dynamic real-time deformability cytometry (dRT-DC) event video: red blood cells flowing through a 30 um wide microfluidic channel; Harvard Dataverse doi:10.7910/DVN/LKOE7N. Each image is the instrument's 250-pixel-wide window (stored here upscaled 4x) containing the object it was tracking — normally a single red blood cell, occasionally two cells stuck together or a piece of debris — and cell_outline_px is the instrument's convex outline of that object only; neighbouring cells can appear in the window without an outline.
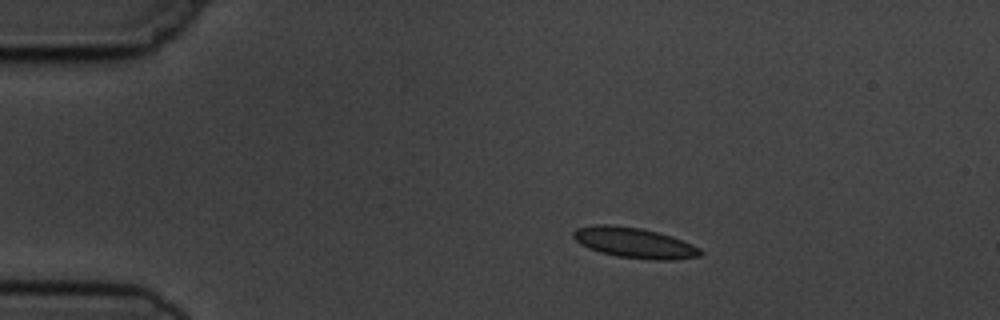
{"species": "common noctule bat (a hibernating species)", "species_latin": "Nyctalus noctula", "temperature_condition": "cold", "stored_images_in_passage": 3, "camera_frame_rate_fps": 3000, "um_per_image_px": 0.085, "animal": {"sex": "male", "body_mass_g": 19.5, "forearm_length_mm": 54.6}, "frame": {"image": 1, "passage_image": 1, "time_ms": 0.0, "image_size_px": [1000, 320], "cell_outline_px": [[704, 252], [700, 256], [676, 260], [652, 260], [616, 256], [600, 252], [588, 248], [580, 244], [572, 236], [572, 232], [576, 228], [592, 224], [608, 224], [640, 228], [672, 236], [692, 244], [700, 248]], "centroid_in_image_um": [53.91, 20.64], "position_along_channel_um": 31.1, "area_um2": 22.72}}